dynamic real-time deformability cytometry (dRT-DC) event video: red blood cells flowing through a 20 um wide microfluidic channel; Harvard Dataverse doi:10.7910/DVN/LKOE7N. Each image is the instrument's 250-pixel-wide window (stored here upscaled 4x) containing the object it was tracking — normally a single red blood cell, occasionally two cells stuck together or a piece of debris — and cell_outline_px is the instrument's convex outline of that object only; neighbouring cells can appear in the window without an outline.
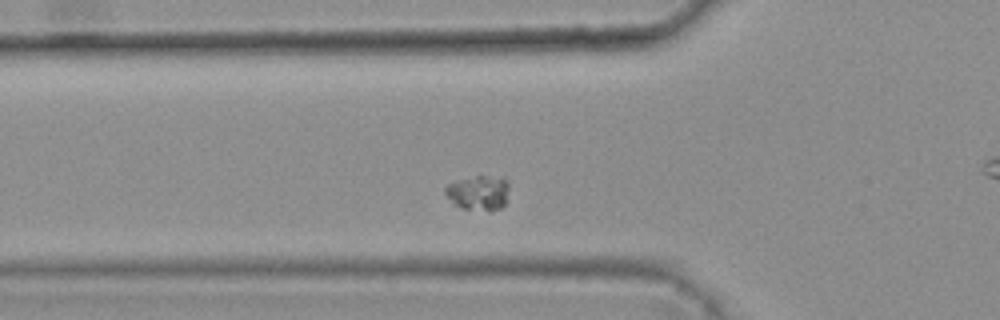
{"species": "common noctule bat (a hibernating species)", "species_latin": "Nyctalus noctula", "temperature_condition": "warm", "stored_images_in_passage": 39, "camera_frame_rate_fps": 3000, "um_per_image_px": 0.085, "animal": {"sex": "female", "body_mass_g": 25.1}, "frame": {"image": 1, "passage_image": 12, "time_ms": 3.667, "image_size_px": [1000, 320], "cell_outline_px": [[508, 188], [504, 204], [500, 208], [492, 212], [464, 208], [452, 204], [444, 192], [444, 188], [448, 184], [456, 180], [476, 176], [504, 176], [508, 180]], "centroid_in_image_um": [40.67, 16.38], "position_along_channel_um": 85.1, "area_um2": 13.18}}